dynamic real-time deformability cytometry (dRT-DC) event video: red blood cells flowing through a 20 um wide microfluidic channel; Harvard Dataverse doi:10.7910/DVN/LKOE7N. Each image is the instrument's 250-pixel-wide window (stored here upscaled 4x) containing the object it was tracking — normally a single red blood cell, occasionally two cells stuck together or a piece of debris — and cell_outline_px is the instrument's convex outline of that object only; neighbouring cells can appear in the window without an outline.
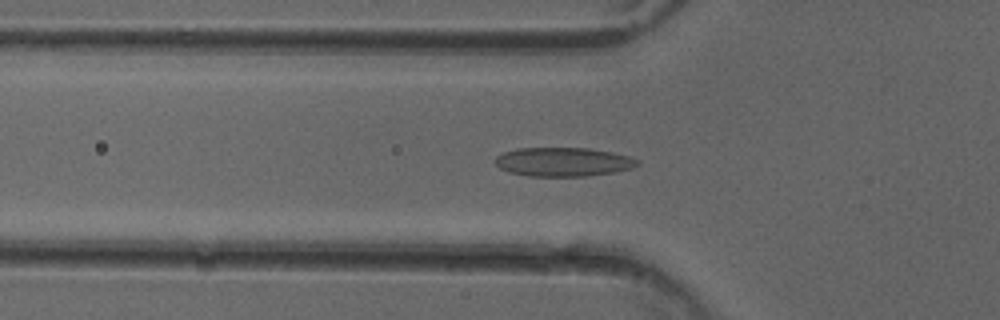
{"species": "common noctule bat (a hibernating species)", "species_latin": "Nyctalus noctula", "temperature_condition": "cold", "stored_images_in_passage": 51, "camera_frame_rate_fps": 3000, "um_per_image_px": 0.085, "animal": {"sex": "female"}, "frame": {"image": 1, "passage_image": 17, "time_ms": 5.333, "image_size_px": [1000, 320], "cell_outline_px": [[640, 164], [632, 168], [616, 172], [588, 176], [528, 176], [508, 172], [500, 168], [496, 164], [496, 156], [504, 152], [516, 148], [588, 148], [612, 152], [628, 156], [640, 160]], "centroid_in_image_um": [47.9, 13.76], "position_along_channel_um": 77.9, "area_um2": 24.1}}
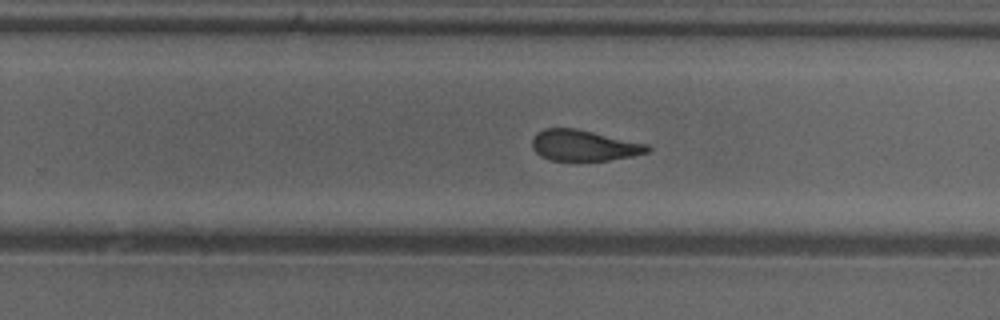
{"frame": {"image": 2, "passage_image": 32, "time_ms": 10.333, "image_size_px": [1000, 320], "cell_outline_px": [[652, 148], [648, 152], [632, 156], [608, 160], [548, 160], [540, 156], [532, 148], [532, 136], [536, 132], [544, 128], [576, 128], [648, 144]], "centroid_in_image_um": [49.6, 12.35], "position_along_channel_um": 280.2, "area_um2": 20.87}}
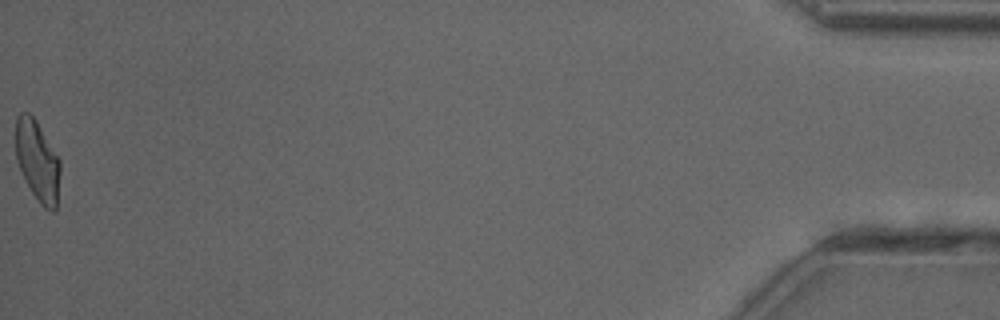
{"frame": {"image": 3, "passage_image": 51, "time_ms": 16.667, "image_size_px": [1000, 320], "cell_outline_px": [[60, 172], [56, 212], [52, 212], [44, 208], [40, 204], [24, 180], [20, 172], [16, 160], [16, 116], [20, 112], [28, 112], [36, 120], [60, 160]], "centroid_in_image_um": [3.18, 13.7], "position_along_channel_um": 432.0, "area_um2": 21.1}, "authors_computed_cell_mechanics": {"area_um2": 22.3686, "velocity_mm_per_s": 4.0339, "shape_relaxation_time_tau1_ms": 7.9453, "shape_relaxation_time_tau2_ms": 2.2372, "deformation_change_tau1": 0.1848, "deformation_change_tau2": 0.0934}}